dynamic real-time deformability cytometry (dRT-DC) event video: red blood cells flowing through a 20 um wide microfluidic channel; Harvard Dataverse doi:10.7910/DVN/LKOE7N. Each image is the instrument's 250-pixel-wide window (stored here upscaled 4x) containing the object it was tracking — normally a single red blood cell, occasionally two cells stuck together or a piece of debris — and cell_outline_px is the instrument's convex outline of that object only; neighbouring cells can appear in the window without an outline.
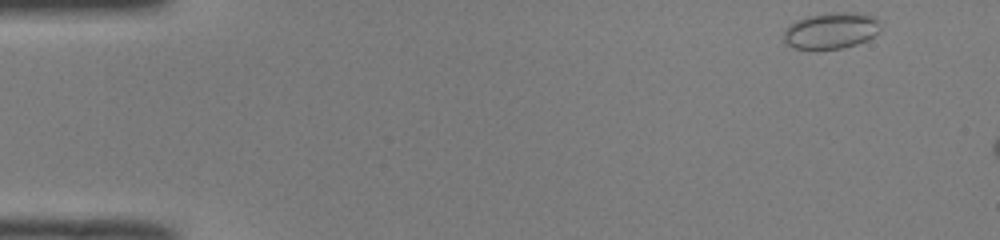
{"species": "common noctule bat (a hibernating species)", "species_latin": "Nyctalus noctula", "temperature_condition": "room temperature", "stored_images_in_passage": 6, "camera_frame_rate_fps": 3000, "um_per_image_px": 0.085, "animal": {"sex": "male", "body_mass_g": 19.0, "forearm_length_mm": 50.8}, "frame": {"image": 1, "passage_image": 1, "time_ms": 0.0, "image_size_px": [1000, 240], "cell_outline_px": [[880, 28], [872, 36], [856, 44], [844, 48], [792, 48], [784, 40], [784, 28], [796, 20], [808, 16], [872, 16], [880, 20]], "centroid_in_image_um": [70.56, 2.67], "position_along_channel_um": 14.4, "area_um2": 18.96}}